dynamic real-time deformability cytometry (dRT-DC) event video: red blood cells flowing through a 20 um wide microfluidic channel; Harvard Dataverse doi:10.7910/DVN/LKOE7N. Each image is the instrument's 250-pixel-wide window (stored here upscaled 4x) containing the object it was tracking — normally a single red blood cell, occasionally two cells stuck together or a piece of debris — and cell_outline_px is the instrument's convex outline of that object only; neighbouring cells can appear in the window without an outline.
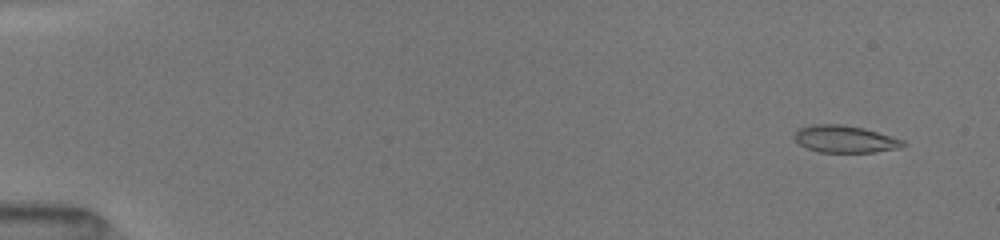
{"species": "common noctule bat (a hibernating species)", "species_latin": "Nyctalus noctula", "temperature_condition": "room temperature", "stored_images_in_passage": 9, "camera_frame_rate_fps": 3000, "um_per_image_px": 0.085, "animal": {"sex": "female", "body_mass_g": 19.5, "forearm_length_mm": 54.1}, "frame": {"image": 1, "passage_image": 2, "time_ms": 1.0, "image_size_px": [1000, 240], "cell_outline_px": [[908, 144], [900, 148], [872, 152], [820, 152], [808, 148], [800, 144], [796, 140], [796, 132], [800, 128], [812, 124], [844, 124], [864, 128], [904, 140]], "centroid_in_image_um": [71.87, 11.82], "position_along_channel_um": 13.1, "area_um2": 17.05}}
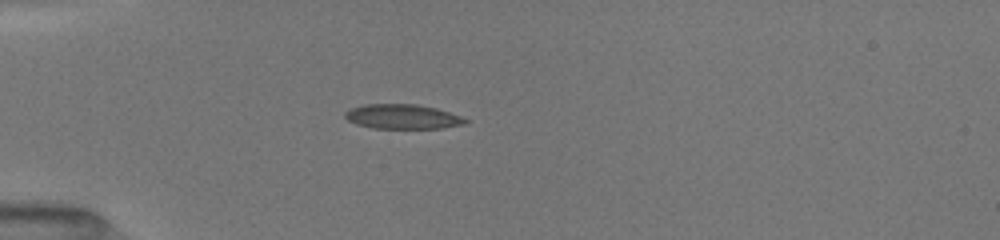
{"frame": {"image": 2, "passage_image": 7, "time_ms": 5.0, "image_size_px": [1000, 240], "cell_outline_px": [[468, 120], [464, 124], [440, 128], [372, 128], [356, 124], [348, 120], [344, 116], [344, 112], [352, 108], [364, 104], [416, 104], [436, 108], [460, 116]], "centroid_in_image_um": [34.18, 9.91], "position_along_channel_um": 50.8, "area_um2": 17.11}}
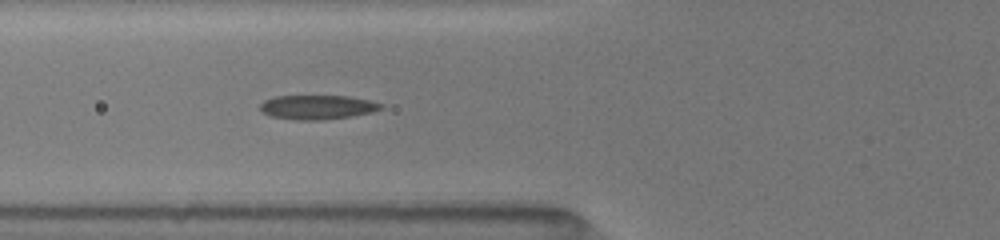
{"frame": {"image": 3, "passage_image": 9, "time_ms": 6.667, "image_size_px": [1000, 240], "cell_outline_px": [[384, 108], [372, 112], [352, 116], [324, 120], [296, 120], [268, 116], [260, 112], [260, 104], [264, 100], [276, 96], [348, 96], [368, 100], [384, 104]], "centroid_in_image_um": [26.96, 9.12], "position_along_channel_um": 98.8, "area_um2": 17.28}}